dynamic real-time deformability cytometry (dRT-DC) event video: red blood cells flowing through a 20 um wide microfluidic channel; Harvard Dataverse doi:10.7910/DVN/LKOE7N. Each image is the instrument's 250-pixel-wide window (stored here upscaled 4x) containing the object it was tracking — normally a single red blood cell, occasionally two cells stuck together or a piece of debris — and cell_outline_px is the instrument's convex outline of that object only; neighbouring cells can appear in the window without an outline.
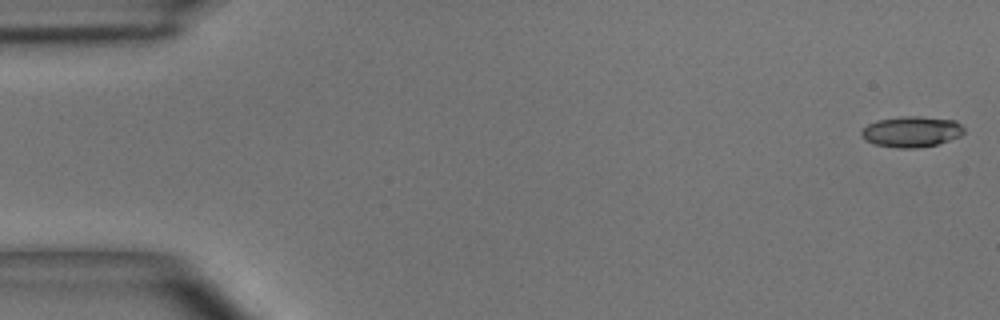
{"species": "common noctule bat (a hibernating species)", "species_latin": "Nyctalus noctula", "temperature_condition": "room temperature", "stored_images_in_passage": 44, "camera_frame_rate_fps": 3000, "um_per_image_px": 0.085, "animal": {"sex": "male", "body_mass_g": 15.6}, "frame": {"image": 1, "passage_image": 1, "time_ms": 0.0, "image_size_px": [1000, 320], "cell_outline_px": [[964, 132], [960, 136], [936, 144], [916, 148], [900, 148], [876, 144], [864, 140], [860, 136], [860, 132], [868, 124], [876, 120], [900, 116], [920, 116], [956, 120], [964, 128]], "centroid_in_image_um": [77.46, 11.18], "position_along_channel_um": 7.5, "area_um2": 18.44}}
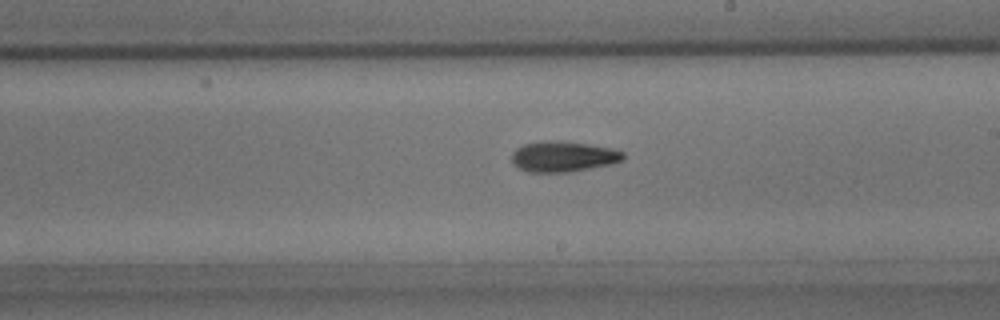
{"frame": {"image": 2, "passage_image": 28, "time_ms": 9.0, "image_size_px": [1000, 320], "cell_outline_px": [[624, 160], [608, 164], [572, 172], [528, 172], [512, 164], [512, 152], [516, 148], [524, 144], [548, 140], [560, 140], [588, 144], [612, 148], [624, 152]], "centroid_in_image_um": [47.86, 13.3], "position_along_channel_um": 241.1, "area_um2": 19.94}}
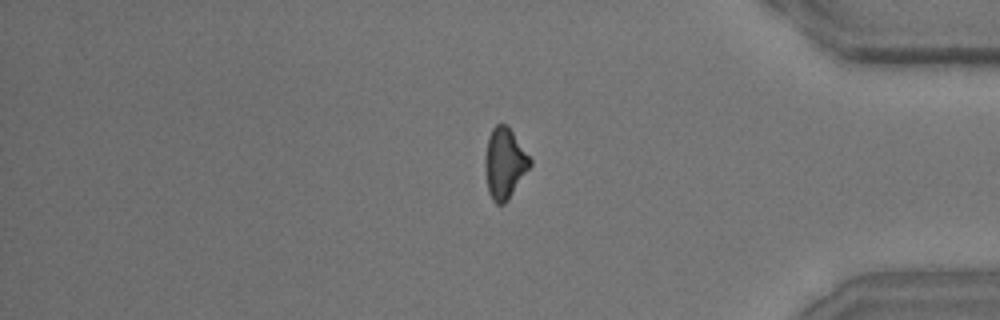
{"frame": {"image": 3, "passage_image": 41, "time_ms": 13.333, "image_size_px": [1000, 320], "cell_outline_px": [[532, 164], [508, 200], [504, 204], [496, 204], [492, 200], [488, 192], [484, 168], [484, 160], [488, 136], [492, 128], [496, 124], [508, 124], [532, 160]], "centroid_in_image_um": [42.88, 13.87], "position_along_channel_um": 392.3, "area_um2": 18.79}, "authors_computed_cell_mechanics": {"area_um2": 18.7561, "velocity_mm_per_s": 4.0695, "shape_relaxation_time_tau1_ms": 4.3472, "shape_relaxation_time_tau2_ms": null, "deformation_change_tau1": 0.1449, "deformation_change_tau2": null}}